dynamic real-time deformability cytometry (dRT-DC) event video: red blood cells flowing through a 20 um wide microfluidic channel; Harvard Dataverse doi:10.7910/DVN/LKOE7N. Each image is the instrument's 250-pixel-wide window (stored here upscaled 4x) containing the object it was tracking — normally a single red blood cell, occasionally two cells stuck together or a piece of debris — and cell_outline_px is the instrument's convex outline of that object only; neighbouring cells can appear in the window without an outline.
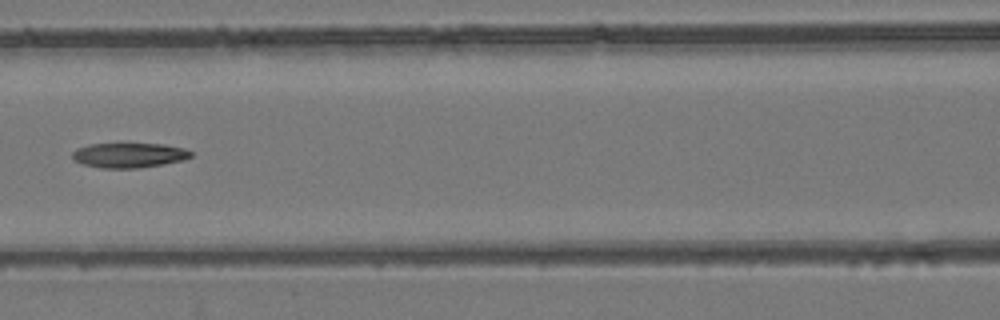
{"species": "common noctule bat (a hibernating species)", "species_latin": "Nyctalus noctula", "temperature_condition": "room temperature", "stored_images_in_passage": 9, "camera_frame_rate_fps": 3000, "um_per_image_px": 0.085, "animal": {"sex": "female", "body_mass_g": 24.6, "forearm_length_mm": 56.2}, "frame": {"image": 1, "passage_image": 7, "time_ms": 8.0, "image_size_px": [1000, 320], "cell_outline_px": [[192, 156], [184, 160], [164, 164], [136, 168], [100, 168], [84, 164], [72, 160], [72, 152], [76, 148], [88, 144], [164, 144], [184, 148], [192, 152]], "centroid_in_image_um": [10.95, 13.19], "position_along_channel_um": 155.6, "area_um2": 17.22}}
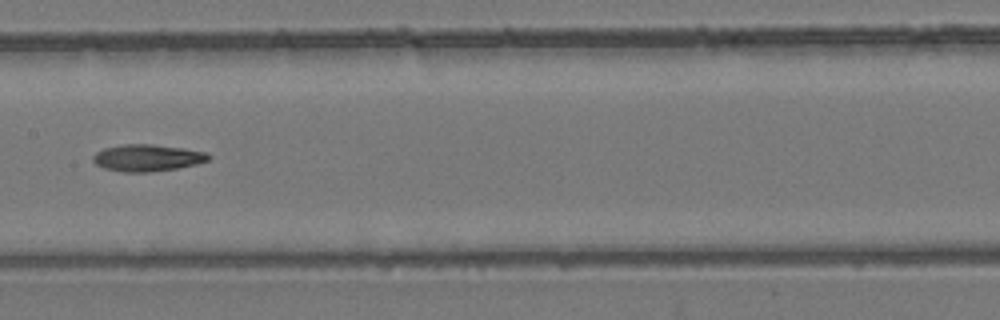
{"frame": {"image": 2, "passage_image": 8, "time_ms": 9.0, "image_size_px": [1000, 320], "cell_outline_px": [[212, 156], [208, 160], [196, 164], [176, 168], [148, 172], [124, 172], [104, 168], [96, 164], [92, 160], [92, 156], [96, 152], [104, 148], [124, 144], [148, 144], [184, 148], [204, 152]], "centroid_in_image_um": [12.49, 13.41], "position_along_channel_um": 194.9, "area_um2": 17.92}}
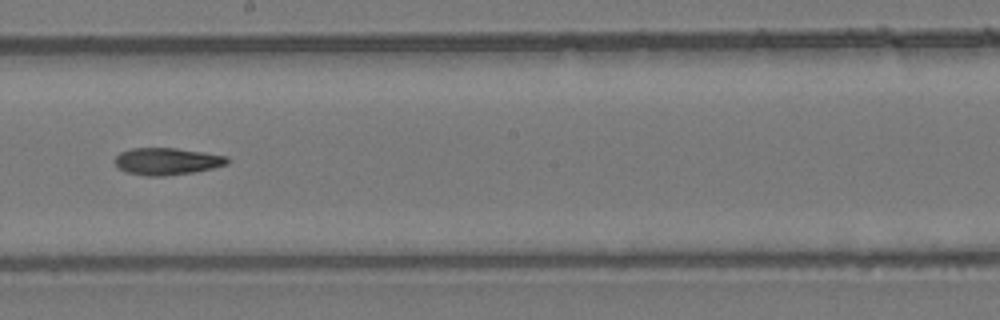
{"frame": {"image": 3, "passage_image": 9, "time_ms": 10.0, "image_size_px": [1000, 320], "cell_outline_px": [[228, 164], [212, 168], [192, 172], [164, 176], [148, 176], [124, 172], [116, 164], [116, 156], [120, 152], [132, 148], [176, 148], [228, 156]], "centroid_in_image_um": [14.19, 13.71], "position_along_channel_um": 234.0, "area_um2": 17.57}}